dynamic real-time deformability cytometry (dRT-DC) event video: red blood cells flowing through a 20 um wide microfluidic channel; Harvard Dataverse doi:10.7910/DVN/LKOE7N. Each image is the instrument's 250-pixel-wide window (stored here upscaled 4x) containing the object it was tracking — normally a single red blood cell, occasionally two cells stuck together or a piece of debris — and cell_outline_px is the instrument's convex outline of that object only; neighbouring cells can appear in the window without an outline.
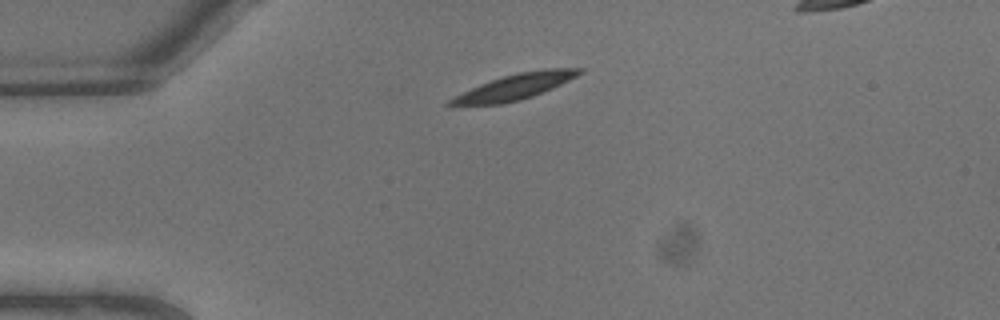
{"species": "common noctule bat (a hibernating species)", "species_latin": "Nyctalus noctula", "temperature_condition": "warm", "stored_images_in_passage": 5, "camera_frame_rate_fps": 3000, "um_per_image_px": 0.085, "animal": {"sex": "male", "body_mass_g": 13.3}, "frame": {"image": 1, "passage_image": 1, "time_ms": 0.0, "image_size_px": [1000, 320], "cell_outline_px": [[584, 72], [552, 88], [532, 96], [520, 100], [504, 104], [460, 108], [448, 108], [444, 104], [448, 100], [480, 84], [516, 72], [548, 68], [584, 68]], "centroid_in_image_um": [43.62, 7.44], "position_along_channel_um": 41.4, "area_um2": 19.83}}